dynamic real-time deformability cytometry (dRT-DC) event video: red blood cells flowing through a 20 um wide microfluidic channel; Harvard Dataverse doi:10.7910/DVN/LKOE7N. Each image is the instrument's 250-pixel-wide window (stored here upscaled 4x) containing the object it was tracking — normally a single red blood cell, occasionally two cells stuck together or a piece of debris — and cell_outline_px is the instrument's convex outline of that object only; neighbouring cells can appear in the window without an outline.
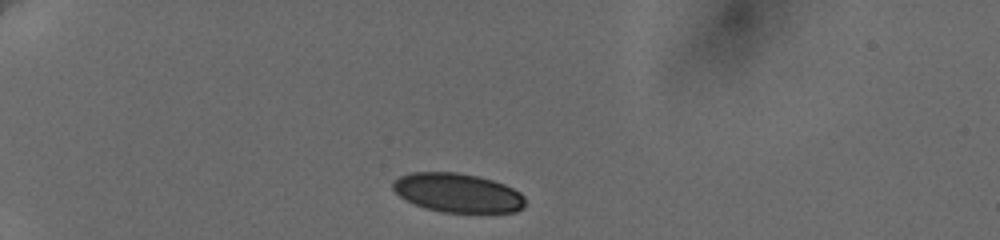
{"species": "human", "species_latin": "Homo sapiens", "temperature_condition": "cold", "stored_images_in_passage": 2, "camera_frame_rate_fps": 3000, "um_per_image_px": 0.085, "donor": {"sex": "female"}, "frame": {"image": 1, "passage_image": 1, "time_ms": 0.0, "image_size_px": [1000, 240], "cell_outline_px": [[524, 208], [516, 212], [444, 212], [424, 208], [400, 196], [392, 188], [392, 184], [400, 176], [412, 172], [456, 172], [480, 176], [504, 184], [520, 192], [524, 196]], "centroid_in_image_um": [38.92, 16.38], "position_along_channel_um": 46.1, "area_um2": 30.0}}